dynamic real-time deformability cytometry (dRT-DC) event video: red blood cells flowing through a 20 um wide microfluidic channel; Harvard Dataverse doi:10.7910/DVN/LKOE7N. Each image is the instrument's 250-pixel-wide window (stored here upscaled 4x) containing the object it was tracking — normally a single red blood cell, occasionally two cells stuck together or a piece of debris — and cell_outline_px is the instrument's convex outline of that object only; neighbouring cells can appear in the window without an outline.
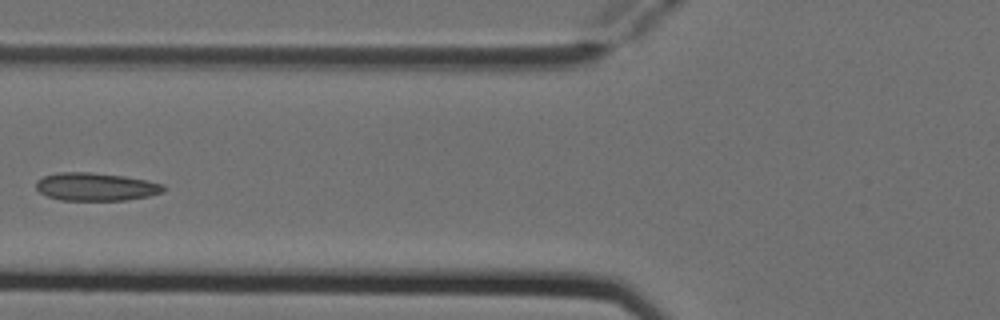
{"species": "Egyptian fruit bat (a non-hibernating species)", "species_latin": "Rousettus aegyptiacus", "temperature_condition": "cold", "stored_images_in_passage": 7, "camera_frame_rate_fps": 3000, "um_per_image_px": 0.085, "animal": {"sex": "female"}, "frame": {"image": 1, "passage_image": 6, "time_ms": 1.667, "image_size_px": [1000, 320], "cell_outline_px": [[164, 192], [148, 196], [124, 200], [60, 200], [48, 196], [40, 192], [36, 188], [36, 180], [44, 176], [56, 172], [92, 172], [124, 176], [148, 180], [164, 184]], "centroid_in_image_um": [8.14, 15.86], "position_along_channel_um": 117.7, "area_um2": 20.87}}
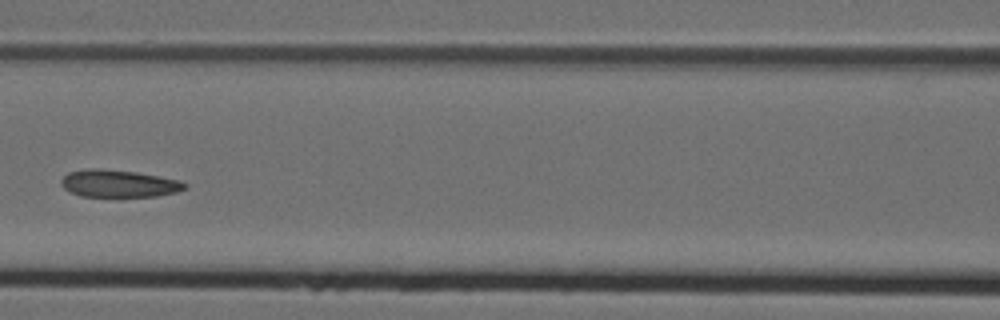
{"frame": {"image": 2, "passage_image": 7, "time_ms": 2.0, "image_size_px": [1000, 320], "cell_outline_px": [[188, 188], [176, 192], [156, 196], [80, 196], [68, 192], [60, 184], [60, 180], [68, 172], [92, 168], [96, 168], [136, 172], [160, 176], [180, 180], [188, 184]], "centroid_in_image_um": [10.09, 15.6], "position_along_channel_um": 156.5, "area_um2": 19.77}}